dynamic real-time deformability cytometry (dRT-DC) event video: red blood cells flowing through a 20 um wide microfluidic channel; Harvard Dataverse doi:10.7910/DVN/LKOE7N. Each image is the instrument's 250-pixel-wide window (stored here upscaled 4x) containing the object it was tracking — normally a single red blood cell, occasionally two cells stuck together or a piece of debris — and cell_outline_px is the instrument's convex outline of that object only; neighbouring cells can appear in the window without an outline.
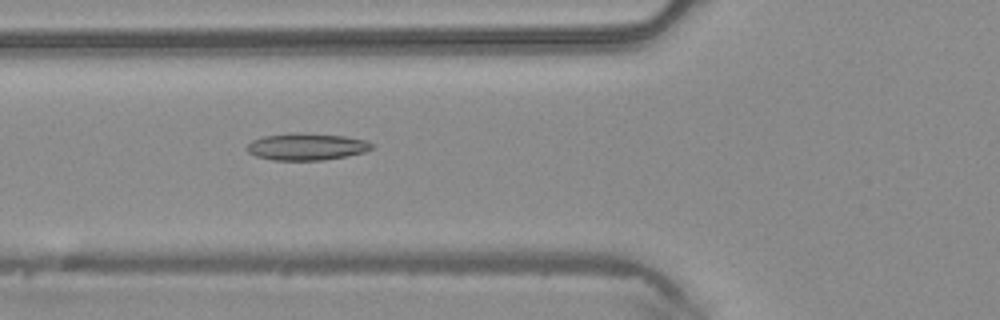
{"species": "common noctule bat (a hibernating species)", "species_latin": "Nyctalus noctula", "temperature_condition": "warm", "stored_images_in_passage": 35, "camera_frame_rate_fps": 3000, "um_per_image_px": 0.085, "animal": {"sex": "male", "body_mass_g": 20.4}, "frame": {"image": 1, "passage_image": 6, "time_ms": 1.667, "image_size_px": [1000, 320], "cell_outline_px": [[376, 144], [372, 148], [364, 152], [348, 156], [324, 160], [272, 160], [256, 156], [248, 152], [244, 148], [252, 140], [264, 136], [300, 132], [344, 136], [368, 140]], "centroid_in_image_um": [26.09, 12.47], "position_along_channel_um": 99.7, "area_um2": 19.83}}
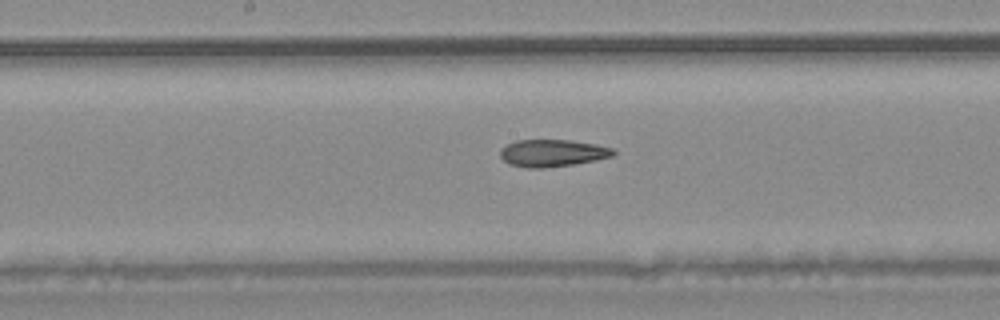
{"frame": {"image": 2, "passage_image": 13, "time_ms": 4.0, "image_size_px": [1000, 320], "cell_outline_px": [[616, 152], [612, 156], [596, 160], [572, 164], [544, 168], [528, 168], [508, 164], [500, 156], [500, 148], [516, 140], [568, 140], [596, 144], [612, 148]], "centroid_in_image_um": [46.93, 13.01], "position_along_channel_um": 201.3, "area_um2": 17.86}}
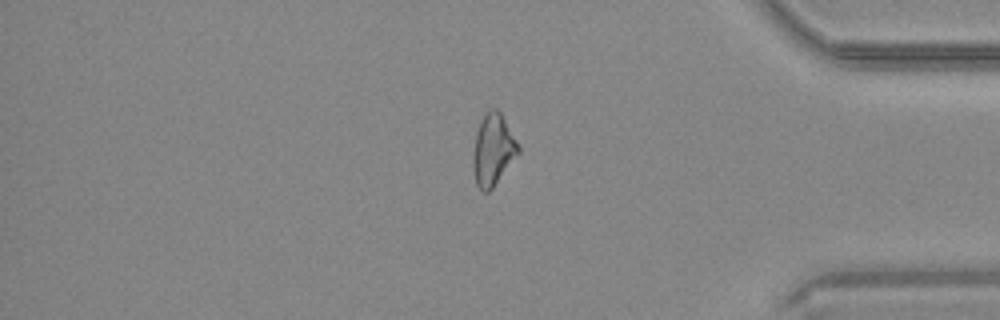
{"frame": {"image": 3, "passage_image": 28, "time_ms": 9.0, "image_size_px": [1000, 320], "cell_outline_px": [[520, 152], [492, 188], [488, 192], [484, 192], [476, 184], [472, 168], [472, 156], [476, 132], [480, 120], [492, 108], [496, 108], [500, 112], [520, 148]], "centroid_in_image_um": [41.88, 12.75], "position_along_channel_um": 393.3, "area_um2": 18.61}}